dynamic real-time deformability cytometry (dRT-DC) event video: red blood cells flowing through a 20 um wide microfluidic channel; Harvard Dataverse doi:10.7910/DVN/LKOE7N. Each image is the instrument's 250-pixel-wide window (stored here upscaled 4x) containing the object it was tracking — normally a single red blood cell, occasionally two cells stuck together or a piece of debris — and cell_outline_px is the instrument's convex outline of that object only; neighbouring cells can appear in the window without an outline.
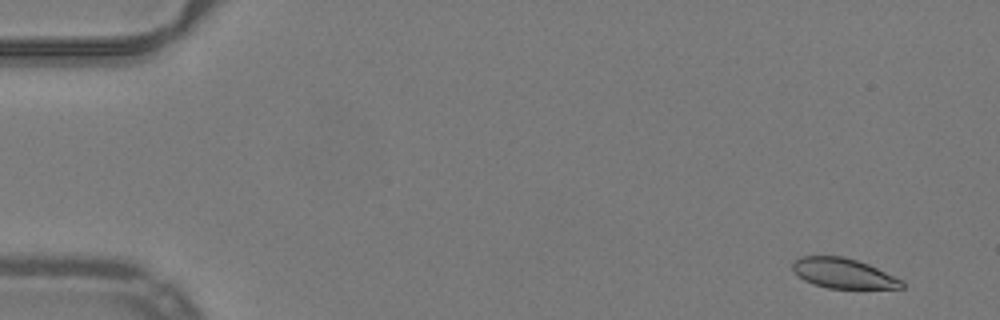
{"species": "common noctule bat (a hibernating species)", "species_latin": "Nyctalus noctula", "temperature_condition": "warm", "stored_images_in_passage": 17, "camera_frame_rate_fps": 3000, "um_per_image_px": 0.085, "animal": {"sex": "male", "body_mass_g": 19.2, "forearm_length_mm": 51.8}, "frame": {"image": 1, "passage_image": 3, "time_ms": 0.667, "image_size_px": [1000, 320], "cell_outline_px": [[904, 288], [828, 288], [812, 284], [804, 280], [792, 268], [792, 264], [800, 256], [844, 256], [868, 264], [904, 280]], "centroid_in_image_um": [71.71, 23.23], "position_along_channel_um": 13.3, "area_um2": 19.02}}
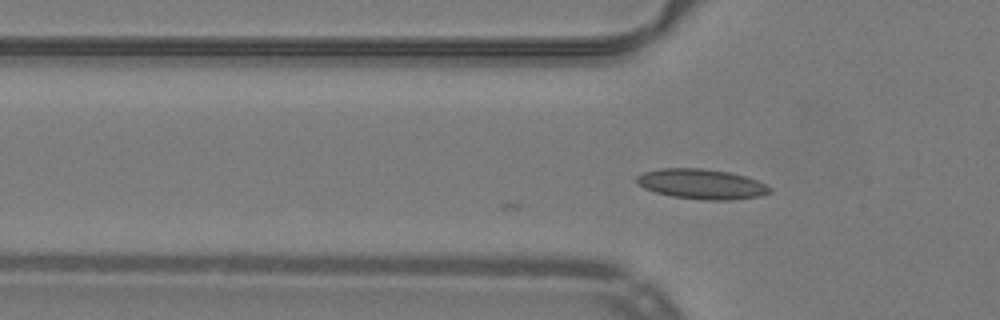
{"frame": {"image": 2, "passage_image": 17, "time_ms": 5.333, "image_size_px": [1000, 320], "cell_outline_px": [[772, 192], [760, 196], [728, 200], [704, 200], [672, 196], [656, 192], [644, 188], [636, 184], [636, 176], [644, 172], [660, 168], [704, 168], [728, 172], [744, 176], [756, 180], [772, 188]], "centroid_in_image_um": [59.61, 15.64], "position_along_channel_um": 66.2, "area_um2": 23.29}}